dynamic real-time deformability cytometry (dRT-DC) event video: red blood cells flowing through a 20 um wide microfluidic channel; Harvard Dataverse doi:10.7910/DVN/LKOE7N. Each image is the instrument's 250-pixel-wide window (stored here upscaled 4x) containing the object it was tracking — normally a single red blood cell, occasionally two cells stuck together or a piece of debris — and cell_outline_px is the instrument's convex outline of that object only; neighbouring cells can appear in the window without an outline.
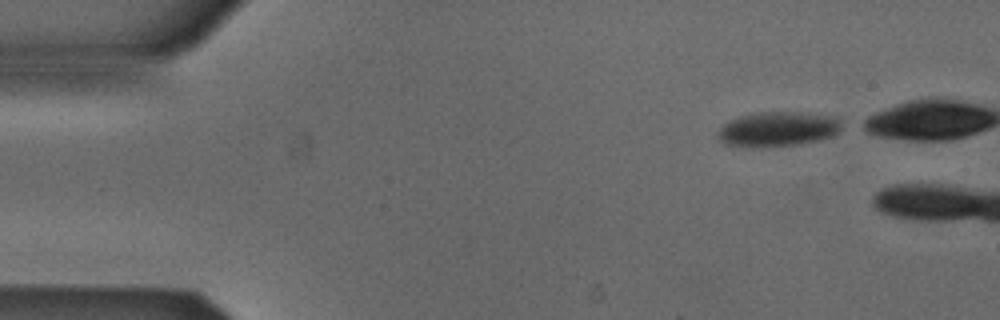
{"species": "Egyptian fruit bat (a non-hibernating species)", "species_latin": "Rousettus aegyptiacus", "temperature_condition": "cold", "stored_images_in_passage": 5, "camera_frame_rate_fps": 3000, "um_per_image_px": 0.085, "animal": {"sex": "male"}, "frame": {"image": 1, "passage_image": 1, "time_ms": 0.0, "image_size_px": [1000, 320], "cell_outline_px": [[840, 128], [832, 136], [820, 140], [800, 144], [760, 148], [740, 148], [724, 144], [716, 136], [716, 132], [724, 124], [740, 116], [760, 112], [808, 112], [832, 116], [840, 120]], "centroid_in_image_um": [66.06, 11.0], "position_along_channel_um": 18.9, "area_um2": 25.49}}